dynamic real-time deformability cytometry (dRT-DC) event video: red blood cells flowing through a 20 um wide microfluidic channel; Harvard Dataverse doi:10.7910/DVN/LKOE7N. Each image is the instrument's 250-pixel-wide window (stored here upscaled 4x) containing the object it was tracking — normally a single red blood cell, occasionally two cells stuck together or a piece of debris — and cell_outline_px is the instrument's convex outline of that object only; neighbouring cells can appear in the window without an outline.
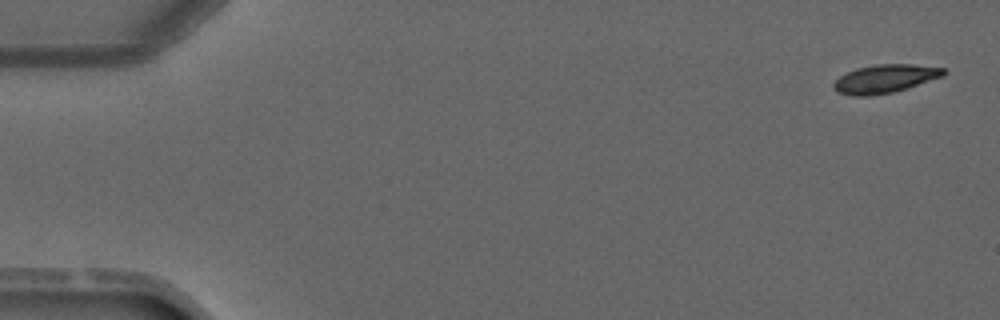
{"species": "common noctule bat (a hibernating species)", "species_latin": "Nyctalus noctula", "temperature_condition": "warm", "stored_images_in_passage": 4, "camera_frame_rate_fps": 3000, "um_per_image_px": 0.085, "animal": {"sex": "male", "forearm_length_mm": 52.5}, "frame": {"image": 1, "passage_image": 1, "time_ms": 0.0, "image_size_px": [1000, 320], "cell_outline_px": [[948, 72], [944, 76], [892, 92], [868, 96], [852, 96], [836, 92], [832, 88], [832, 84], [840, 76], [856, 68], [876, 64], [912, 64], [944, 68]], "centroid_in_image_um": [75.2, 6.69], "position_along_channel_um": 9.8, "area_um2": 18.15}}
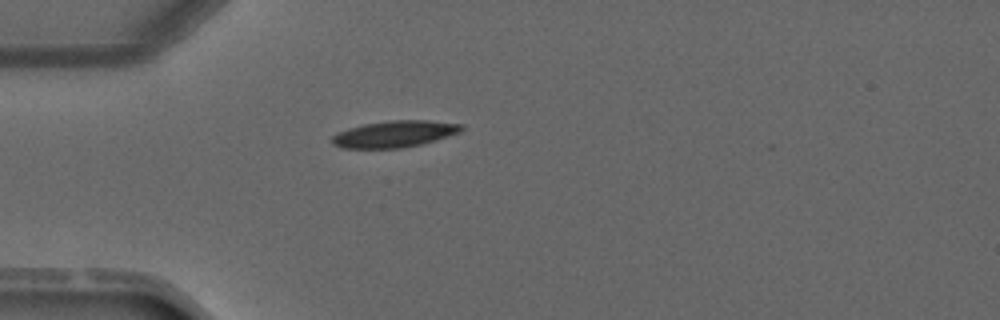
{"frame": {"image": 2, "passage_image": 4, "time_ms": 3.667, "image_size_px": [1000, 320], "cell_outline_px": [[464, 128], [460, 132], [436, 140], [404, 148], [340, 148], [332, 144], [332, 136], [348, 128], [364, 124], [392, 120], [428, 120], [464, 124]], "centroid_in_image_um": [33.56, 11.39], "position_along_channel_um": 51.4, "area_um2": 20.06}}